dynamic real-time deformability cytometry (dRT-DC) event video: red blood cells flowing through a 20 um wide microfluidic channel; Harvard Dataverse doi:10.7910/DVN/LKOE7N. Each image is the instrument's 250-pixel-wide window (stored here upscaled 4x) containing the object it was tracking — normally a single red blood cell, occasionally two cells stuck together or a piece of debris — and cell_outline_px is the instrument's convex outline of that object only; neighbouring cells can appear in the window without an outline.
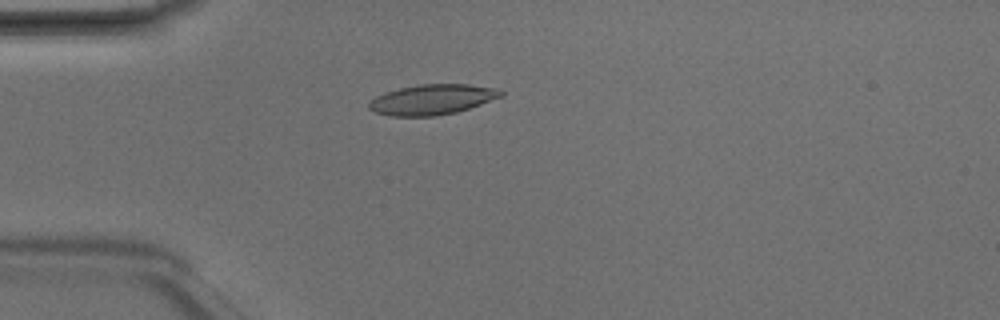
{"species": "Egyptian fruit bat (a non-hibernating species)", "species_latin": "Rousettus aegyptiacus", "temperature_condition": "room temperature", "stored_images_in_passage": 4, "camera_frame_rate_fps": 3000, "um_per_image_px": 0.085, "animal": {"sex": "male"}, "frame": {"image": 1, "passage_image": 4, "time_ms": 1.0, "image_size_px": [1000, 320], "cell_outline_px": [[504, 96], [456, 112], [436, 116], [388, 116], [376, 112], [368, 108], [368, 104], [376, 96], [384, 92], [400, 88], [420, 84], [468, 84], [492, 88], [504, 92]], "centroid_in_image_um": [36.71, 8.46], "position_along_channel_um": 48.3, "area_um2": 23.12}}